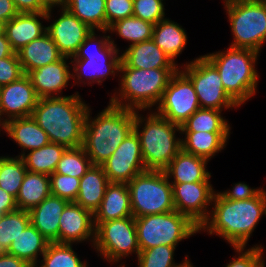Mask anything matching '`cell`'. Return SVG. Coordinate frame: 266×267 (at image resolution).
I'll list each match as a JSON object with an SVG mask.
<instances>
[{
    "instance_id": "1",
    "label": "cell",
    "mask_w": 266,
    "mask_h": 267,
    "mask_svg": "<svg viewBox=\"0 0 266 267\" xmlns=\"http://www.w3.org/2000/svg\"><path fill=\"white\" fill-rule=\"evenodd\" d=\"M208 219L200 226V233L217 235L232 246H247L263 215H266V191L247 200H229L218 191L212 199Z\"/></svg>"
},
{
    "instance_id": "2",
    "label": "cell",
    "mask_w": 266,
    "mask_h": 267,
    "mask_svg": "<svg viewBox=\"0 0 266 267\" xmlns=\"http://www.w3.org/2000/svg\"><path fill=\"white\" fill-rule=\"evenodd\" d=\"M88 109L89 104L76 91L68 96L39 98L31 116L47 133L50 142L78 148L83 144Z\"/></svg>"
},
{
    "instance_id": "3",
    "label": "cell",
    "mask_w": 266,
    "mask_h": 267,
    "mask_svg": "<svg viewBox=\"0 0 266 267\" xmlns=\"http://www.w3.org/2000/svg\"><path fill=\"white\" fill-rule=\"evenodd\" d=\"M108 103L94 118L87 111L82 147L92 165L105 162L134 130L135 110Z\"/></svg>"
},
{
    "instance_id": "4",
    "label": "cell",
    "mask_w": 266,
    "mask_h": 267,
    "mask_svg": "<svg viewBox=\"0 0 266 267\" xmlns=\"http://www.w3.org/2000/svg\"><path fill=\"white\" fill-rule=\"evenodd\" d=\"M92 30L85 41L79 46L77 53L70 58L72 79L74 85H102L111 75H119L121 64L120 48L111 35H106L108 30ZM85 78V79H83Z\"/></svg>"
},
{
    "instance_id": "5",
    "label": "cell",
    "mask_w": 266,
    "mask_h": 267,
    "mask_svg": "<svg viewBox=\"0 0 266 267\" xmlns=\"http://www.w3.org/2000/svg\"><path fill=\"white\" fill-rule=\"evenodd\" d=\"M139 112L135 111L134 131L140 140L145 168L164 171L182 149L181 126L171 123L153 110H149L146 117Z\"/></svg>"
},
{
    "instance_id": "6",
    "label": "cell",
    "mask_w": 266,
    "mask_h": 267,
    "mask_svg": "<svg viewBox=\"0 0 266 267\" xmlns=\"http://www.w3.org/2000/svg\"><path fill=\"white\" fill-rule=\"evenodd\" d=\"M179 68H119V88L110 96L115 106L135 111L153 110L159 104L171 77ZM121 76V77H120Z\"/></svg>"
},
{
    "instance_id": "7",
    "label": "cell",
    "mask_w": 266,
    "mask_h": 267,
    "mask_svg": "<svg viewBox=\"0 0 266 267\" xmlns=\"http://www.w3.org/2000/svg\"><path fill=\"white\" fill-rule=\"evenodd\" d=\"M204 56L217 68L224 90L240 107L254 97L260 78L256 70L259 52L229 46Z\"/></svg>"
},
{
    "instance_id": "8",
    "label": "cell",
    "mask_w": 266,
    "mask_h": 267,
    "mask_svg": "<svg viewBox=\"0 0 266 267\" xmlns=\"http://www.w3.org/2000/svg\"><path fill=\"white\" fill-rule=\"evenodd\" d=\"M135 224L140 251L159 245L178 247L181 241L200 233L198 225L176 210L137 217Z\"/></svg>"
},
{
    "instance_id": "9",
    "label": "cell",
    "mask_w": 266,
    "mask_h": 267,
    "mask_svg": "<svg viewBox=\"0 0 266 267\" xmlns=\"http://www.w3.org/2000/svg\"><path fill=\"white\" fill-rule=\"evenodd\" d=\"M233 35L230 47L261 53L266 42V3L250 0H223Z\"/></svg>"
},
{
    "instance_id": "10",
    "label": "cell",
    "mask_w": 266,
    "mask_h": 267,
    "mask_svg": "<svg viewBox=\"0 0 266 267\" xmlns=\"http://www.w3.org/2000/svg\"><path fill=\"white\" fill-rule=\"evenodd\" d=\"M127 186L134 218L175 211L172 185L164 171L146 170Z\"/></svg>"
},
{
    "instance_id": "11",
    "label": "cell",
    "mask_w": 266,
    "mask_h": 267,
    "mask_svg": "<svg viewBox=\"0 0 266 267\" xmlns=\"http://www.w3.org/2000/svg\"><path fill=\"white\" fill-rule=\"evenodd\" d=\"M94 224L93 248L101 259L115 265L133 254L138 256L140 248L133 216Z\"/></svg>"
},
{
    "instance_id": "12",
    "label": "cell",
    "mask_w": 266,
    "mask_h": 267,
    "mask_svg": "<svg viewBox=\"0 0 266 267\" xmlns=\"http://www.w3.org/2000/svg\"><path fill=\"white\" fill-rule=\"evenodd\" d=\"M181 67L194 85L200 108L223 111L240 107L224 90L217 68L204 55Z\"/></svg>"
},
{
    "instance_id": "13",
    "label": "cell",
    "mask_w": 266,
    "mask_h": 267,
    "mask_svg": "<svg viewBox=\"0 0 266 267\" xmlns=\"http://www.w3.org/2000/svg\"><path fill=\"white\" fill-rule=\"evenodd\" d=\"M198 109L200 103L194 85L179 68L171 77L154 111L171 123L181 126Z\"/></svg>"
},
{
    "instance_id": "14",
    "label": "cell",
    "mask_w": 266,
    "mask_h": 267,
    "mask_svg": "<svg viewBox=\"0 0 266 267\" xmlns=\"http://www.w3.org/2000/svg\"><path fill=\"white\" fill-rule=\"evenodd\" d=\"M101 166L108 181L117 183H129L137 174L146 171L140 140L134 130Z\"/></svg>"
},
{
    "instance_id": "15",
    "label": "cell",
    "mask_w": 266,
    "mask_h": 267,
    "mask_svg": "<svg viewBox=\"0 0 266 267\" xmlns=\"http://www.w3.org/2000/svg\"><path fill=\"white\" fill-rule=\"evenodd\" d=\"M175 210L199 227L208 219L216 192L211 182L171 183Z\"/></svg>"
},
{
    "instance_id": "16",
    "label": "cell",
    "mask_w": 266,
    "mask_h": 267,
    "mask_svg": "<svg viewBox=\"0 0 266 267\" xmlns=\"http://www.w3.org/2000/svg\"><path fill=\"white\" fill-rule=\"evenodd\" d=\"M53 10L47 11L46 21L52 20V23L49 26L47 24L46 33L56 44L59 52L64 57L71 58L77 53L79 46L85 41L92 29L65 7L58 9L57 12L61 10L59 17L53 20L51 19Z\"/></svg>"
},
{
    "instance_id": "17",
    "label": "cell",
    "mask_w": 266,
    "mask_h": 267,
    "mask_svg": "<svg viewBox=\"0 0 266 267\" xmlns=\"http://www.w3.org/2000/svg\"><path fill=\"white\" fill-rule=\"evenodd\" d=\"M39 97L25 74L19 80L0 87V115L2 121L31 116Z\"/></svg>"
},
{
    "instance_id": "18",
    "label": "cell",
    "mask_w": 266,
    "mask_h": 267,
    "mask_svg": "<svg viewBox=\"0 0 266 267\" xmlns=\"http://www.w3.org/2000/svg\"><path fill=\"white\" fill-rule=\"evenodd\" d=\"M94 215L75 202H69L59 220V243L95 242Z\"/></svg>"
},
{
    "instance_id": "19",
    "label": "cell",
    "mask_w": 266,
    "mask_h": 267,
    "mask_svg": "<svg viewBox=\"0 0 266 267\" xmlns=\"http://www.w3.org/2000/svg\"><path fill=\"white\" fill-rule=\"evenodd\" d=\"M69 59V57L63 56L60 60L27 74L39 98L64 96L62 90L67 88L72 79Z\"/></svg>"
},
{
    "instance_id": "20",
    "label": "cell",
    "mask_w": 266,
    "mask_h": 267,
    "mask_svg": "<svg viewBox=\"0 0 266 267\" xmlns=\"http://www.w3.org/2000/svg\"><path fill=\"white\" fill-rule=\"evenodd\" d=\"M120 52V68H181L180 64L174 63L152 39L128 46Z\"/></svg>"
},
{
    "instance_id": "21",
    "label": "cell",
    "mask_w": 266,
    "mask_h": 267,
    "mask_svg": "<svg viewBox=\"0 0 266 267\" xmlns=\"http://www.w3.org/2000/svg\"><path fill=\"white\" fill-rule=\"evenodd\" d=\"M40 19L47 20V11L18 13L4 24L7 40L15 52L46 33V25Z\"/></svg>"
},
{
    "instance_id": "22",
    "label": "cell",
    "mask_w": 266,
    "mask_h": 267,
    "mask_svg": "<svg viewBox=\"0 0 266 267\" xmlns=\"http://www.w3.org/2000/svg\"><path fill=\"white\" fill-rule=\"evenodd\" d=\"M207 159L181 149L164 170L170 183L210 182Z\"/></svg>"
},
{
    "instance_id": "23",
    "label": "cell",
    "mask_w": 266,
    "mask_h": 267,
    "mask_svg": "<svg viewBox=\"0 0 266 267\" xmlns=\"http://www.w3.org/2000/svg\"><path fill=\"white\" fill-rule=\"evenodd\" d=\"M68 203L50 195L29 211L31 224L50 242L59 243V220Z\"/></svg>"
},
{
    "instance_id": "24",
    "label": "cell",
    "mask_w": 266,
    "mask_h": 267,
    "mask_svg": "<svg viewBox=\"0 0 266 267\" xmlns=\"http://www.w3.org/2000/svg\"><path fill=\"white\" fill-rule=\"evenodd\" d=\"M3 131L21 148L18 157H21L25 152L39 149L50 142L47 133L36 123L32 116L8 120Z\"/></svg>"
},
{
    "instance_id": "25",
    "label": "cell",
    "mask_w": 266,
    "mask_h": 267,
    "mask_svg": "<svg viewBox=\"0 0 266 267\" xmlns=\"http://www.w3.org/2000/svg\"><path fill=\"white\" fill-rule=\"evenodd\" d=\"M93 215L94 222L133 216L127 183L109 182L102 202Z\"/></svg>"
},
{
    "instance_id": "26",
    "label": "cell",
    "mask_w": 266,
    "mask_h": 267,
    "mask_svg": "<svg viewBox=\"0 0 266 267\" xmlns=\"http://www.w3.org/2000/svg\"><path fill=\"white\" fill-rule=\"evenodd\" d=\"M16 53L26 75L30 71L54 63L63 57L47 33L23 46Z\"/></svg>"
},
{
    "instance_id": "27",
    "label": "cell",
    "mask_w": 266,
    "mask_h": 267,
    "mask_svg": "<svg viewBox=\"0 0 266 267\" xmlns=\"http://www.w3.org/2000/svg\"><path fill=\"white\" fill-rule=\"evenodd\" d=\"M108 183V178L102 166L91 165L80 178L75 203L94 214L102 202Z\"/></svg>"
},
{
    "instance_id": "28",
    "label": "cell",
    "mask_w": 266,
    "mask_h": 267,
    "mask_svg": "<svg viewBox=\"0 0 266 267\" xmlns=\"http://www.w3.org/2000/svg\"><path fill=\"white\" fill-rule=\"evenodd\" d=\"M230 133L204 131L181 132L182 149L190 154L203 157L210 162L212 157L224 150L230 139Z\"/></svg>"
},
{
    "instance_id": "29",
    "label": "cell",
    "mask_w": 266,
    "mask_h": 267,
    "mask_svg": "<svg viewBox=\"0 0 266 267\" xmlns=\"http://www.w3.org/2000/svg\"><path fill=\"white\" fill-rule=\"evenodd\" d=\"M152 40L177 64L176 58L187 47L188 36L181 25L166 17L154 25Z\"/></svg>"
},
{
    "instance_id": "30",
    "label": "cell",
    "mask_w": 266,
    "mask_h": 267,
    "mask_svg": "<svg viewBox=\"0 0 266 267\" xmlns=\"http://www.w3.org/2000/svg\"><path fill=\"white\" fill-rule=\"evenodd\" d=\"M50 241L31 223L13 240L7 253L25 260L30 265H38ZM39 258V259H38Z\"/></svg>"
},
{
    "instance_id": "31",
    "label": "cell",
    "mask_w": 266,
    "mask_h": 267,
    "mask_svg": "<svg viewBox=\"0 0 266 267\" xmlns=\"http://www.w3.org/2000/svg\"><path fill=\"white\" fill-rule=\"evenodd\" d=\"M50 195L49 175L27 171L17 194V208L30 211Z\"/></svg>"
},
{
    "instance_id": "32",
    "label": "cell",
    "mask_w": 266,
    "mask_h": 267,
    "mask_svg": "<svg viewBox=\"0 0 266 267\" xmlns=\"http://www.w3.org/2000/svg\"><path fill=\"white\" fill-rule=\"evenodd\" d=\"M66 149L63 145L49 142L39 149L28 151L21 158L27 171L50 176L55 172L57 163Z\"/></svg>"
},
{
    "instance_id": "33",
    "label": "cell",
    "mask_w": 266,
    "mask_h": 267,
    "mask_svg": "<svg viewBox=\"0 0 266 267\" xmlns=\"http://www.w3.org/2000/svg\"><path fill=\"white\" fill-rule=\"evenodd\" d=\"M64 7L92 30H106L105 0H66Z\"/></svg>"
},
{
    "instance_id": "34",
    "label": "cell",
    "mask_w": 266,
    "mask_h": 267,
    "mask_svg": "<svg viewBox=\"0 0 266 267\" xmlns=\"http://www.w3.org/2000/svg\"><path fill=\"white\" fill-rule=\"evenodd\" d=\"M201 131L231 132V126L222 111L200 108L181 125V132Z\"/></svg>"
},
{
    "instance_id": "35",
    "label": "cell",
    "mask_w": 266,
    "mask_h": 267,
    "mask_svg": "<svg viewBox=\"0 0 266 267\" xmlns=\"http://www.w3.org/2000/svg\"><path fill=\"white\" fill-rule=\"evenodd\" d=\"M154 24L130 16L111 24L108 27V33L116 34L123 40H127L129 46L152 39Z\"/></svg>"
},
{
    "instance_id": "36",
    "label": "cell",
    "mask_w": 266,
    "mask_h": 267,
    "mask_svg": "<svg viewBox=\"0 0 266 267\" xmlns=\"http://www.w3.org/2000/svg\"><path fill=\"white\" fill-rule=\"evenodd\" d=\"M38 267H88L73 249V244L50 242ZM40 264V265H39Z\"/></svg>"
},
{
    "instance_id": "37",
    "label": "cell",
    "mask_w": 266,
    "mask_h": 267,
    "mask_svg": "<svg viewBox=\"0 0 266 267\" xmlns=\"http://www.w3.org/2000/svg\"><path fill=\"white\" fill-rule=\"evenodd\" d=\"M27 169L21 157L0 156V188L15 199Z\"/></svg>"
},
{
    "instance_id": "38",
    "label": "cell",
    "mask_w": 266,
    "mask_h": 267,
    "mask_svg": "<svg viewBox=\"0 0 266 267\" xmlns=\"http://www.w3.org/2000/svg\"><path fill=\"white\" fill-rule=\"evenodd\" d=\"M31 223L29 211L17 209L0 215V249L7 252L13 240Z\"/></svg>"
},
{
    "instance_id": "39",
    "label": "cell",
    "mask_w": 266,
    "mask_h": 267,
    "mask_svg": "<svg viewBox=\"0 0 266 267\" xmlns=\"http://www.w3.org/2000/svg\"><path fill=\"white\" fill-rule=\"evenodd\" d=\"M91 165L90 158L82 146L67 148L57 163L55 172L81 178Z\"/></svg>"
},
{
    "instance_id": "40",
    "label": "cell",
    "mask_w": 266,
    "mask_h": 267,
    "mask_svg": "<svg viewBox=\"0 0 266 267\" xmlns=\"http://www.w3.org/2000/svg\"><path fill=\"white\" fill-rule=\"evenodd\" d=\"M177 247L159 245L150 249L141 250L137 257L138 267H173L174 253Z\"/></svg>"
},
{
    "instance_id": "41",
    "label": "cell",
    "mask_w": 266,
    "mask_h": 267,
    "mask_svg": "<svg viewBox=\"0 0 266 267\" xmlns=\"http://www.w3.org/2000/svg\"><path fill=\"white\" fill-rule=\"evenodd\" d=\"M49 177L51 195L60 197L69 202H75L78 196L80 178L56 172L52 173Z\"/></svg>"
},
{
    "instance_id": "42",
    "label": "cell",
    "mask_w": 266,
    "mask_h": 267,
    "mask_svg": "<svg viewBox=\"0 0 266 267\" xmlns=\"http://www.w3.org/2000/svg\"><path fill=\"white\" fill-rule=\"evenodd\" d=\"M236 252L232 260L225 267H259L264 260V246L261 244L253 245L251 248L246 246H232Z\"/></svg>"
},
{
    "instance_id": "43",
    "label": "cell",
    "mask_w": 266,
    "mask_h": 267,
    "mask_svg": "<svg viewBox=\"0 0 266 267\" xmlns=\"http://www.w3.org/2000/svg\"><path fill=\"white\" fill-rule=\"evenodd\" d=\"M165 0H133V16L157 24L165 18Z\"/></svg>"
},
{
    "instance_id": "44",
    "label": "cell",
    "mask_w": 266,
    "mask_h": 267,
    "mask_svg": "<svg viewBox=\"0 0 266 267\" xmlns=\"http://www.w3.org/2000/svg\"><path fill=\"white\" fill-rule=\"evenodd\" d=\"M106 30L118 20L133 16V0H105Z\"/></svg>"
},
{
    "instance_id": "45",
    "label": "cell",
    "mask_w": 266,
    "mask_h": 267,
    "mask_svg": "<svg viewBox=\"0 0 266 267\" xmlns=\"http://www.w3.org/2000/svg\"><path fill=\"white\" fill-rule=\"evenodd\" d=\"M24 75L16 52L9 57L0 59V87L15 82Z\"/></svg>"
},
{
    "instance_id": "46",
    "label": "cell",
    "mask_w": 266,
    "mask_h": 267,
    "mask_svg": "<svg viewBox=\"0 0 266 267\" xmlns=\"http://www.w3.org/2000/svg\"><path fill=\"white\" fill-rule=\"evenodd\" d=\"M231 189L225 191H218V193L225 199L229 200H247L257 196L263 188H251L245 182L234 183Z\"/></svg>"
},
{
    "instance_id": "47",
    "label": "cell",
    "mask_w": 266,
    "mask_h": 267,
    "mask_svg": "<svg viewBox=\"0 0 266 267\" xmlns=\"http://www.w3.org/2000/svg\"><path fill=\"white\" fill-rule=\"evenodd\" d=\"M13 2L19 13H40L48 11L40 0H13Z\"/></svg>"
},
{
    "instance_id": "48",
    "label": "cell",
    "mask_w": 266,
    "mask_h": 267,
    "mask_svg": "<svg viewBox=\"0 0 266 267\" xmlns=\"http://www.w3.org/2000/svg\"><path fill=\"white\" fill-rule=\"evenodd\" d=\"M18 13L13 0H0V21L4 24L9 22Z\"/></svg>"
},
{
    "instance_id": "49",
    "label": "cell",
    "mask_w": 266,
    "mask_h": 267,
    "mask_svg": "<svg viewBox=\"0 0 266 267\" xmlns=\"http://www.w3.org/2000/svg\"><path fill=\"white\" fill-rule=\"evenodd\" d=\"M16 199L0 188V215L17 210Z\"/></svg>"
},
{
    "instance_id": "50",
    "label": "cell",
    "mask_w": 266,
    "mask_h": 267,
    "mask_svg": "<svg viewBox=\"0 0 266 267\" xmlns=\"http://www.w3.org/2000/svg\"><path fill=\"white\" fill-rule=\"evenodd\" d=\"M25 260L17 258L14 255H11L7 252H3L0 255V267H29Z\"/></svg>"
},
{
    "instance_id": "51",
    "label": "cell",
    "mask_w": 266,
    "mask_h": 267,
    "mask_svg": "<svg viewBox=\"0 0 266 267\" xmlns=\"http://www.w3.org/2000/svg\"><path fill=\"white\" fill-rule=\"evenodd\" d=\"M15 51L12 49L10 42L7 40L5 32L0 34V59L13 55Z\"/></svg>"
},
{
    "instance_id": "52",
    "label": "cell",
    "mask_w": 266,
    "mask_h": 267,
    "mask_svg": "<svg viewBox=\"0 0 266 267\" xmlns=\"http://www.w3.org/2000/svg\"><path fill=\"white\" fill-rule=\"evenodd\" d=\"M41 3L49 10L64 7L66 0H40ZM57 6V7H56Z\"/></svg>"
},
{
    "instance_id": "53",
    "label": "cell",
    "mask_w": 266,
    "mask_h": 267,
    "mask_svg": "<svg viewBox=\"0 0 266 267\" xmlns=\"http://www.w3.org/2000/svg\"><path fill=\"white\" fill-rule=\"evenodd\" d=\"M173 267H195L193 263H191L190 259L188 258V255H185L184 260H182L180 263H177Z\"/></svg>"
},
{
    "instance_id": "54",
    "label": "cell",
    "mask_w": 266,
    "mask_h": 267,
    "mask_svg": "<svg viewBox=\"0 0 266 267\" xmlns=\"http://www.w3.org/2000/svg\"><path fill=\"white\" fill-rule=\"evenodd\" d=\"M4 32V23L0 21V34Z\"/></svg>"
},
{
    "instance_id": "55",
    "label": "cell",
    "mask_w": 266,
    "mask_h": 267,
    "mask_svg": "<svg viewBox=\"0 0 266 267\" xmlns=\"http://www.w3.org/2000/svg\"><path fill=\"white\" fill-rule=\"evenodd\" d=\"M5 123L2 121V117L0 115V129L3 131Z\"/></svg>"
},
{
    "instance_id": "56",
    "label": "cell",
    "mask_w": 266,
    "mask_h": 267,
    "mask_svg": "<svg viewBox=\"0 0 266 267\" xmlns=\"http://www.w3.org/2000/svg\"><path fill=\"white\" fill-rule=\"evenodd\" d=\"M250 1L257 2V3H266V0H250Z\"/></svg>"
},
{
    "instance_id": "57",
    "label": "cell",
    "mask_w": 266,
    "mask_h": 267,
    "mask_svg": "<svg viewBox=\"0 0 266 267\" xmlns=\"http://www.w3.org/2000/svg\"><path fill=\"white\" fill-rule=\"evenodd\" d=\"M259 267H265V261Z\"/></svg>"
},
{
    "instance_id": "58",
    "label": "cell",
    "mask_w": 266,
    "mask_h": 267,
    "mask_svg": "<svg viewBox=\"0 0 266 267\" xmlns=\"http://www.w3.org/2000/svg\"><path fill=\"white\" fill-rule=\"evenodd\" d=\"M117 267H125V265L124 264H119Z\"/></svg>"
},
{
    "instance_id": "59",
    "label": "cell",
    "mask_w": 266,
    "mask_h": 267,
    "mask_svg": "<svg viewBox=\"0 0 266 267\" xmlns=\"http://www.w3.org/2000/svg\"><path fill=\"white\" fill-rule=\"evenodd\" d=\"M29 267H38L37 265H30Z\"/></svg>"
}]
</instances>
